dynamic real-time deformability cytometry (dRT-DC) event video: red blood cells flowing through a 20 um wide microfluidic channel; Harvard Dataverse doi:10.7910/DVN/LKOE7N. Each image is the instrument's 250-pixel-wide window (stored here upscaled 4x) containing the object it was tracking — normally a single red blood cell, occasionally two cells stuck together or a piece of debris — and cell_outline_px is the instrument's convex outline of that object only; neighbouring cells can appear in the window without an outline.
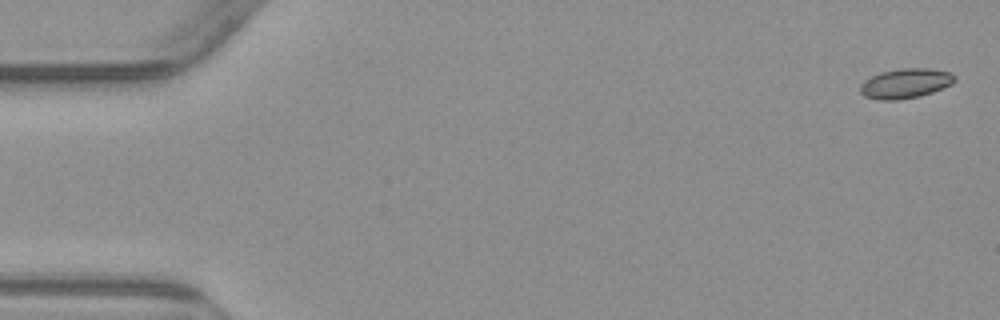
{"species": "common noctule bat (a hibernating species)", "species_latin": "Nyctalus noctula", "temperature_condition": "warm", "stored_images_in_passage": 5, "camera_frame_rate_fps": 3000, "um_per_image_px": 0.085, "animal": {"sex": "male", "body_mass_g": 23.1, "forearm_length_mm": 52.7}, "frame": {"image": 1, "passage_image": 1, "time_ms": 0.0, "image_size_px": [1000, 320], "cell_outline_px": [[956, 80], [952, 84], [932, 92], [920, 96], [896, 100], [876, 100], [864, 96], [860, 92], [860, 84], [864, 80], [880, 72], [900, 68], [928, 68], [952, 72], [956, 76]], "centroid_in_image_um": [76.96, 7.08], "position_along_channel_um": 8.0, "area_um2": 16.59}}